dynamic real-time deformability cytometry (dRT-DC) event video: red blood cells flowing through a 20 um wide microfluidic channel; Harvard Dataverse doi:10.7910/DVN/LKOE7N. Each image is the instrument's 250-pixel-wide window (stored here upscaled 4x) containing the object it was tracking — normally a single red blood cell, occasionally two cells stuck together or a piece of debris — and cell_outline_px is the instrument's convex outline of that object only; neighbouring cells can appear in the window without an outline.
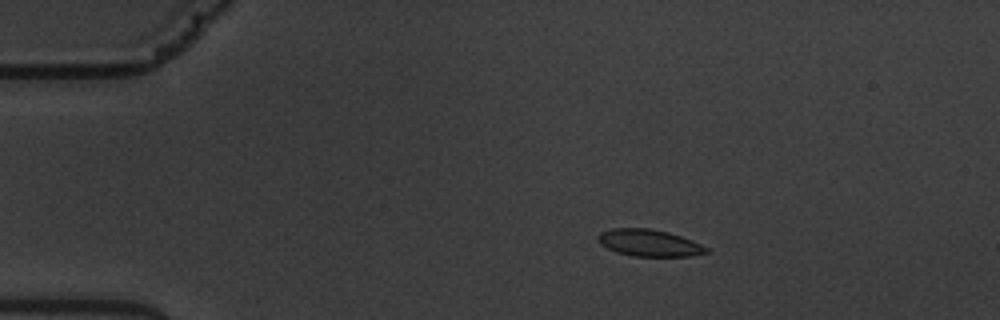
{"species": "common noctule bat (a hibernating species)", "species_latin": "Nyctalus noctula", "temperature_condition": "warm", "stored_images_in_passage": 5, "camera_frame_rate_fps": 3000, "um_per_image_px": 0.085, "animal": {"sex": "male", "body_mass_g": 19.5, "forearm_length_mm": 54.6}, "frame": {"image": 1, "passage_image": 3, "time_ms": 2.333, "image_size_px": [1000, 320], "cell_outline_px": [[712, 252], [692, 256], [632, 256], [616, 252], [600, 244], [596, 240], [596, 236], [600, 232], [612, 228], [652, 228], [668, 232], [692, 240], [708, 248]], "centroid_in_image_um": [55.17, 20.64], "position_along_channel_um": 29.8, "area_um2": 17.17}}
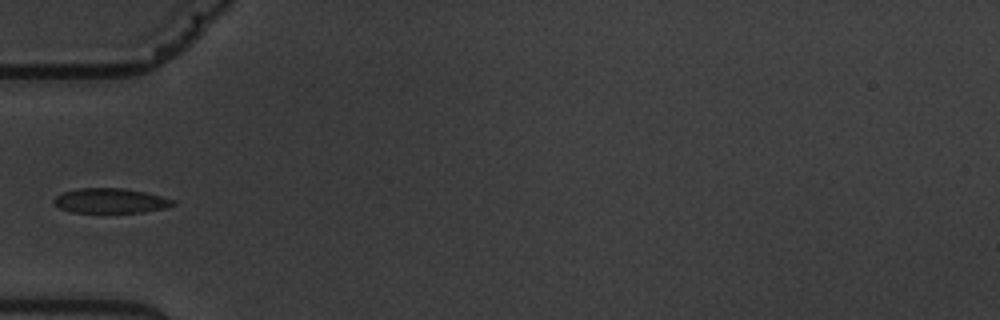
{"frame": {"image": 2, "passage_image": 5, "time_ms": 5.333, "image_size_px": [1000, 320], "cell_outline_px": [[176, 204], [164, 208], [144, 212], [72, 212], [60, 208], [52, 200], [56, 196], [64, 192], [80, 188], [124, 188], [144, 192], [176, 200]], "centroid_in_image_um": [9.41, 17.06], "position_along_channel_um": 75.6, "area_um2": 17.05}}